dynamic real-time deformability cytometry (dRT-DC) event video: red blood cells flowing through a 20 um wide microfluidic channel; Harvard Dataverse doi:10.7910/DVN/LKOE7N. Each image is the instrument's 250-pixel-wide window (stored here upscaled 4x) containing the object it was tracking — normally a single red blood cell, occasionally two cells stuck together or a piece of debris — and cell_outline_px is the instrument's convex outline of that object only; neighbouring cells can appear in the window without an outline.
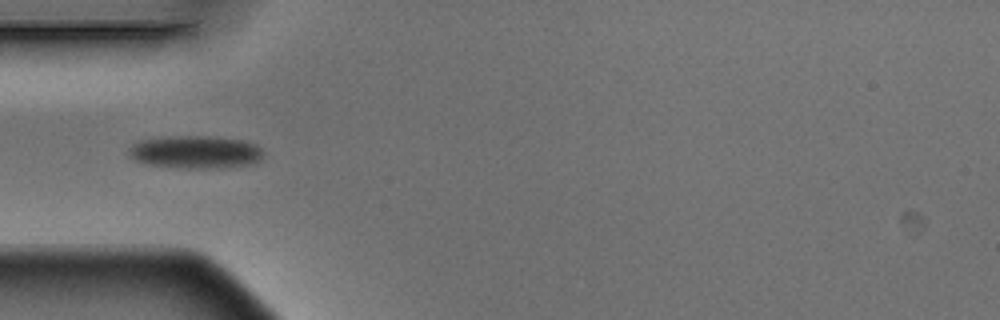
{"species": "Egyptian fruit bat (a non-hibernating species)", "species_latin": "Rousettus aegyptiacus", "temperature_condition": "warm", "stored_images_in_passage": 8, "camera_frame_rate_fps": 3000, "um_per_image_px": 0.085, "animal": {"sex": "male"}, "frame": {"image": 1, "passage_image": 5, "time_ms": 1.333, "image_size_px": [1000, 320], "cell_outline_px": [[264, 152], [260, 160], [252, 164], [228, 168], [176, 168], [148, 164], [136, 160], [128, 152], [128, 148], [136, 140], [168, 136], [216, 136], [244, 140], [256, 144]], "centroid_in_image_um": [16.63, 12.92], "position_along_channel_um": 68.4, "area_um2": 26.24}}
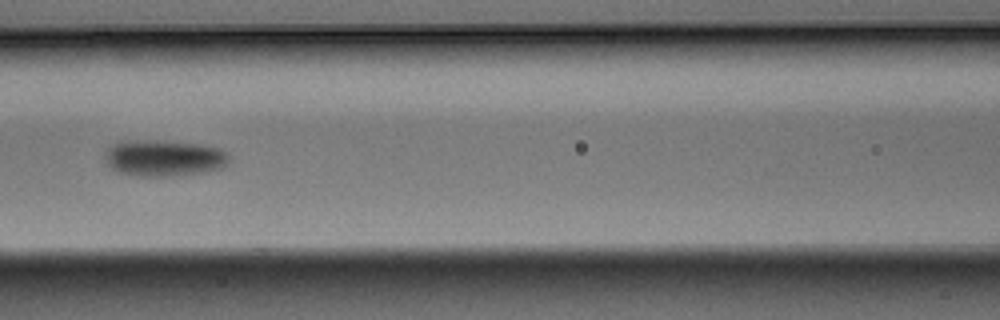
{"frame": {"image": 2, "passage_image": 7, "time_ms": 2.0, "image_size_px": [1000, 320], "cell_outline_px": [[228, 164], [224, 168], [204, 172], [172, 176], [136, 176], [120, 172], [112, 168], [104, 160], [104, 152], [112, 144], [124, 140], [164, 140], [200, 144], [220, 148], [228, 156]], "centroid_in_image_um": [13.92, 13.42], "position_along_channel_um": 152.7, "area_um2": 26.65}}
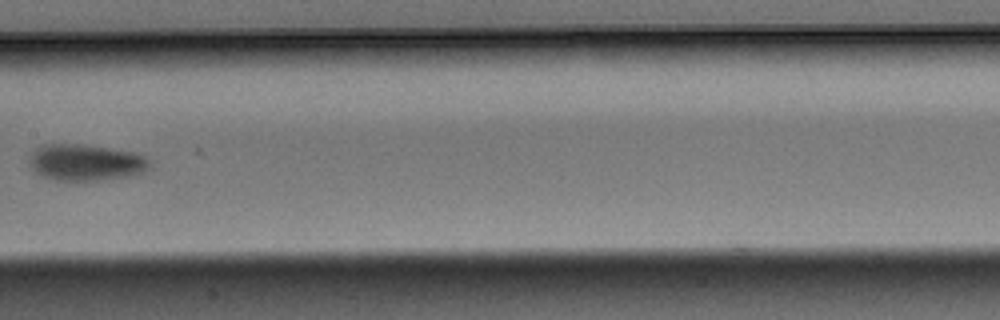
{"frame": {"image": 3, "passage_image": 8, "time_ms": 2.333, "image_size_px": [1000, 320], "cell_outline_px": [[148, 168], [140, 172], [128, 176], [76, 184], [56, 180], [40, 176], [28, 164], [28, 156], [36, 148], [44, 144], [80, 144], [136, 152], [144, 156], [148, 160]], "centroid_in_image_um": [7.2, 13.84], "position_along_channel_um": 200.2, "area_um2": 26.13}}